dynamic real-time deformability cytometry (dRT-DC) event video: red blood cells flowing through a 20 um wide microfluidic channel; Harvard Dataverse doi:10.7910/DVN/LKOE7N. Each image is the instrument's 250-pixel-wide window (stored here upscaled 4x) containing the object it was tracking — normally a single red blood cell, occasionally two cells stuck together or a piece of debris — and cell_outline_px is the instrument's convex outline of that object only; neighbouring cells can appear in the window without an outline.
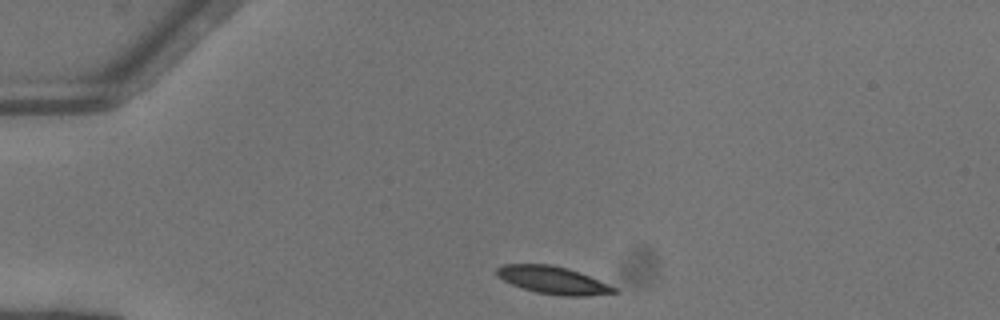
{"species": "common noctule bat (a hibernating species)", "species_latin": "Nyctalus noctula", "temperature_condition": "warm", "stored_images_in_passage": 40, "camera_frame_rate_fps": 3000, "um_per_image_px": 0.085, "animal": {"sex": "female"}, "frame": {"image": 1, "passage_image": 1, "time_ms": 0.0, "image_size_px": [1000, 320], "cell_outline_px": [[616, 292], [588, 296], [560, 296], [536, 292], [512, 284], [504, 280], [496, 272], [496, 268], [504, 264], [552, 264], [568, 268], [580, 272], [608, 284], [616, 288]], "centroid_in_image_um": [47.01, 23.81], "position_along_channel_um": 38.0, "area_um2": 18.67}}
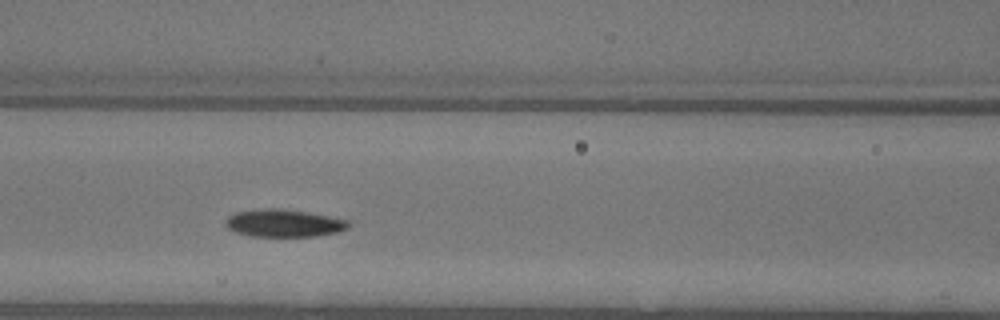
{"frame": {"image": 2, "passage_image": 12, "time_ms": 3.667, "image_size_px": [1000, 320], "cell_outline_px": [[348, 228], [336, 232], [316, 236], [252, 236], [236, 232], [228, 228], [224, 224], [224, 220], [228, 216], [236, 212], [256, 208], [284, 208], [308, 212], [348, 220]], "centroid_in_image_um": [24.07, 18.95], "position_along_channel_um": 142.5, "area_um2": 19.83}}
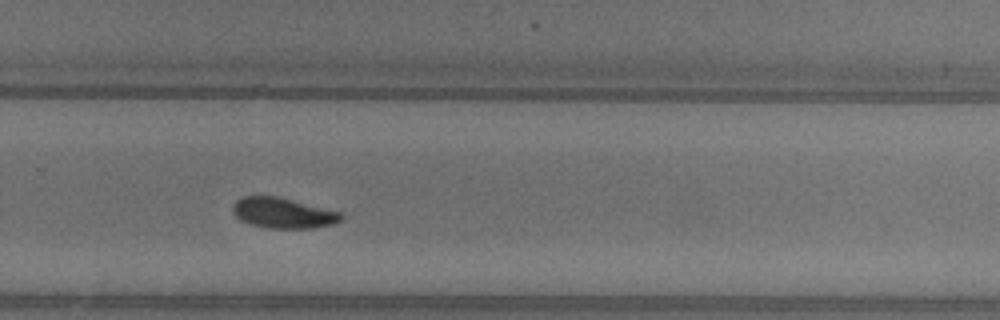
{"frame": {"image": 3, "passage_image": 24, "time_ms": 7.667, "image_size_px": [1000, 320], "cell_outline_px": [[344, 216], [340, 220], [332, 224], [312, 228], [264, 228], [248, 224], [240, 220], [232, 212], [232, 208], [236, 200], [240, 196], [276, 196], [340, 212]], "centroid_in_image_um": [23.99, 18.11], "position_along_channel_um": 305.8, "area_um2": 19.19}, "authors_computed_cell_mechanics": {"area_um2": 19.4786, "velocity_mm_per_s": 4.0932, "shape_relaxation_time_tau1_ms": 2.8784, "shape_relaxation_time_tau2_ms": 8.2834, "deformation_change_tau1": 0.1211, "deformation_change_tau2": 0.1303}}